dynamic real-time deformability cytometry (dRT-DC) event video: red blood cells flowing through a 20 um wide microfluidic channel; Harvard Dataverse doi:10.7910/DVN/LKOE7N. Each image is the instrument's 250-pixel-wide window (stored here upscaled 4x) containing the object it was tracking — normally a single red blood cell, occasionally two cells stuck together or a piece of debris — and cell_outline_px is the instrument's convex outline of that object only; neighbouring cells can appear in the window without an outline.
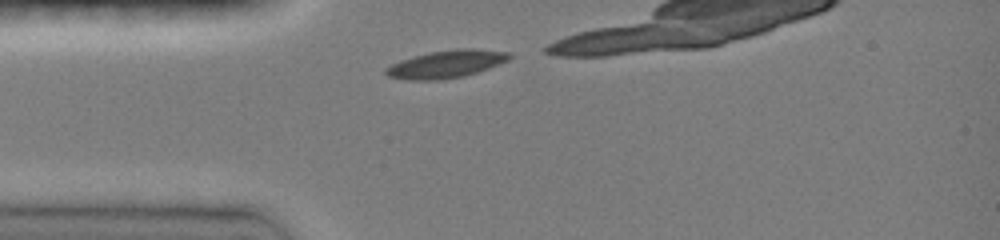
{"species": "common noctule bat (a hibernating species)", "species_latin": "Nyctalus noctula", "temperature_condition": "room temperature", "stored_images_in_passage": 6, "camera_frame_rate_fps": 3000, "um_per_image_px": 0.085, "animal": {"sex": "female", "body_mass_g": 19.0, "forearm_length_mm": 51.5}, "frame": {"image": 1, "passage_image": 1, "time_ms": 0.0, "image_size_px": [1000, 240], "cell_outline_px": [[512, 56], [508, 60], [488, 68], [464, 76], [436, 80], [408, 80], [388, 76], [384, 72], [384, 68], [400, 60], [428, 52], [456, 48], [472, 48], [508, 52]], "centroid_in_image_um": [37.9, 5.44], "position_along_channel_um": 47.1, "area_um2": 19.83}}